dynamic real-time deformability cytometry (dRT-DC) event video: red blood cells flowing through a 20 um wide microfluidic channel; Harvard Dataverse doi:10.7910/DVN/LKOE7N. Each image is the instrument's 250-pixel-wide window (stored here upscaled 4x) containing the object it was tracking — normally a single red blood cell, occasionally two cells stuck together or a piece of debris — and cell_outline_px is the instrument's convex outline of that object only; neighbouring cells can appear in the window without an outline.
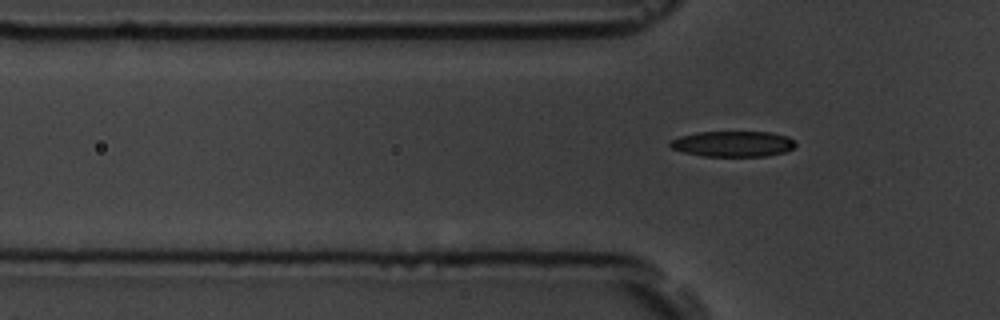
{"species": "common noctule bat (a hibernating species)", "species_latin": "Nyctalus noctula", "temperature_condition": "room temperature", "stored_images_in_passage": 6, "camera_frame_rate_fps": 3000, "um_per_image_px": 0.085, "animal": {"sex": "male", "body_mass_g": 19.5, "forearm_length_mm": 54.6}, "frame": {"image": 1, "passage_image": 6, "time_ms": 6.0, "image_size_px": [1000, 320], "cell_outline_px": [[796, 144], [792, 148], [784, 152], [768, 156], [704, 156], [684, 152], [672, 148], [668, 144], [668, 140], [680, 136], [700, 132], [768, 132], [788, 136]], "centroid_in_image_um": [62.27, 12.23], "position_along_channel_um": 63.5, "area_um2": 18.67}}